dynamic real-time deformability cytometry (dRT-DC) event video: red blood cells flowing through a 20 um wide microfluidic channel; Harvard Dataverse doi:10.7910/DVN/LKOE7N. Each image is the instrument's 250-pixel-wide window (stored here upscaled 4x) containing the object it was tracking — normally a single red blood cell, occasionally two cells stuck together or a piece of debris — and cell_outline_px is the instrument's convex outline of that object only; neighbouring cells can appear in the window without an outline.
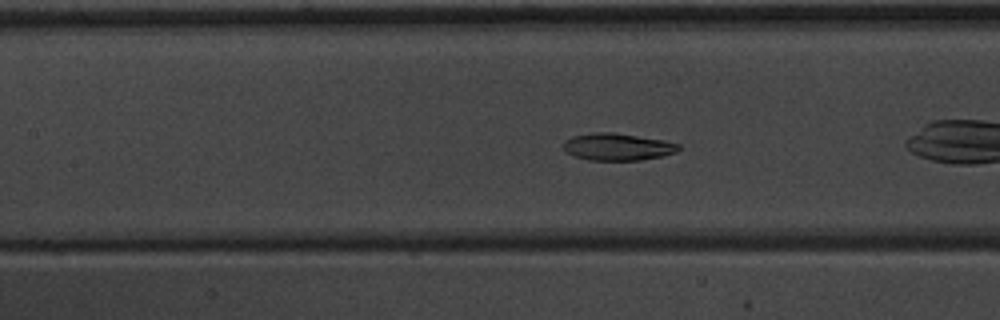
{"species": "common noctule bat (a hibernating species)", "species_latin": "Nyctalus noctula", "temperature_condition": "warm", "stored_images_in_passage": 35, "camera_frame_rate_fps": 3000, "um_per_image_px": 0.085, "animal": {"sex": "male", "body_mass_g": 20.1, "forearm_length_mm": 53.5}, "frame": {"image": 1, "passage_image": 6, "time_ms": 1.667, "image_size_px": [1000, 320], "cell_outline_px": [[680, 148], [676, 152], [664, 156], [640, 160], [588, 160], [576, 156], [568, 152], [564, 148], [564, 140], [572, 136], [592, 132], [616, 132], [664, 140], [680, 144]], "centroid_in_image_um": [52.52, 12.47], "position_along_channel_um": 154.9, "area_um2": 18.32}}
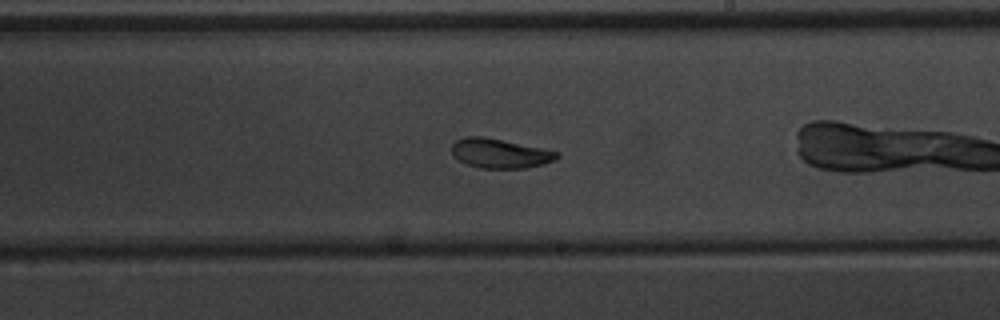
{"frame": {"image": 2, "passage_image": 13, "time_ms": 4.0, "image_size_px": [1000, 320], "cell_outline_px": [[560, 156], [556, 160], [524, 168], [480, 168], [468, 164], [460, 160], [452, 152], [452, 144], [456, 140], [464, 136], [484, 136], [560, 152]], "centroid_in_image_um": [42.5, 13.02], "position_along_channel_um": 246.5, "area_um2": 17.86}}
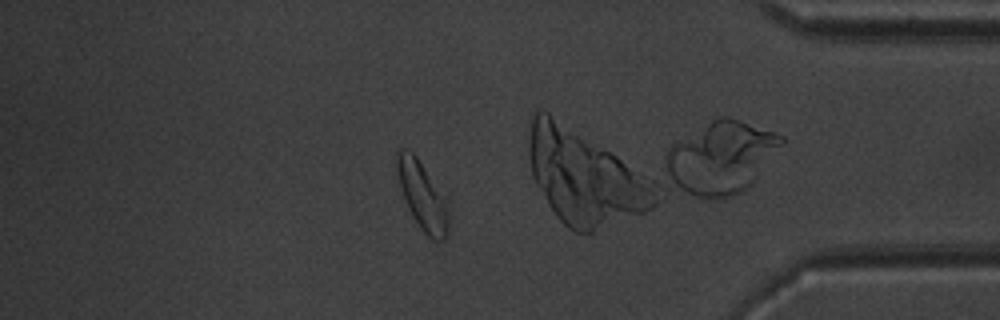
{"frame": {"image": 3, "passage_image": 27, "time_ms": 8.667, "image_size_px": [1000, 320], "cell_outline_px": [[448, 236], [444, 240], [432, 240], [420, 228], [412, 216], [404, 200], [400, 188], [396, 172], [396, 148], [404, 148], [412, 152], [416, 156], [444, 200], [448, 212]], "centroid_in_image_um": [35.84, 16.65], "position_along_channel_um": 399.4, "area_um2": 20.0}, "authors_computed_cell_mechanics": {"area_um2": 18.785, "velocity_mm_per_s": 3.9338, "shape_relaxation_time_tau1_ms": 2.2273, "shape_relaxation_time_tau2_ms": 2.4252, "deformation_change_tau1": 0.1052, "deformation_change_tau2": 0.0677}}